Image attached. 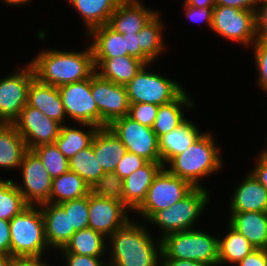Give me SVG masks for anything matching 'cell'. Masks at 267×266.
<instances>
[{"label":"cell","instance_id":"1","mask_svg":"<svg viewBox=\"0 0 267 266\" xmlns=\"http://www.w3.org/2000/svg\"><path fill=\"white\" fill-rule=\"evenodd\" d=\"M86 49L83 52L43 50L30 62L35 78L54 87L90 78L95 73V65L91 45Z\"/></svg>","mask_w":267,"mask_h":266},{"label":"cell","instance_id":"2","mask_svg":"<svg viewBox=\"0 0 267 266\" xmlns=\"http://www.w3.org/2000/svg\"><path fill=\"white\" fill-rule=\"evenodd\" d=\"M135 223V224H134ZM110 237V266H160L161 239L155 243L144 225L131 219ZM157 244V245H155Z\"/></svg>","mask_w":267,"mask_h":266},{"label":"cell","instance_id":"3","mask_svg":"<svg viewBox=\"0 0 267 266\" xmlns=\"http://www.w3.org/2000/svg\"><path fill=\"white\" fill-rule=\"evenodd\" d=\"M213 138L209 133H202L184 152L167 163L170 165L167 170L194 187H202L200 180L217 172L223 165L220 147L216 146Z\"/></svg>","mask_w":267,"mask_h":266},{"label":"cell","instance_id":"4","mask_svg":"<svg viewBox=\"0 0 267 266\" xmlns=\"http://www.w3.org/2000/svg\"><path fill=\"white\" fill-rule=\"evenodd\" d=\"M218 239L199 229L170 233L161 238L160 258L197 261L209 266H218Z\"/></svg>","mask_w":267,"mask_h":266},{"label":"cell","instance_id":"5","mask_svg":"<svg viewBox=\"0 0 267 266\" xmlns=\"http://www.w3.org/2000/svg\"><path fill=\"white\" fill-rule=\"evenodd\" d=\"M11 256L16 259L42 258L48 244L41 208L29 205L9 221Z\"/></svg>","mask_w":267,"mask_h":266},{"label":"cell","instance_id":"6","mask_svg":"<svg viewBox=\"0 0 267 266\" xmlns=\"http://www.w3.org/2000/svg\"><path fill=\"white\" fill-rule=\"evenodd\" d=\"M205 187H195L181 201L169 208L157 211L148 221L163 229L160 239L170 233L191 230L209 202Z\"/></svg>","mask_w":267,"mask_h":266},{"label":"cell","instance_id":"7","mask_svg":"<svg viewBox=\"0 0 267 266\" xmlns=\"http://www.w3.org/2000/svg\"><path fill=\"white\" fill-rule=\"evenodd\" d=\"M194 188L191 183L173 175L163 167L153 179L145 200L135 211L147 221L157 211L181 201Z\"/></svg>","mask_w":267,"mask_h":266},{"label":"cell","instance_id":"8","mask_svg":"<svg viewBox=\"0 0 267 266\" xmlns=\"http://www.w3.org/2000/svg\"><path fill=\"white\" fill-rule=\"evenodd\" d=\"M145 64L132 80L125 85L129 103H151L163 105L175 100L184 88L176 81L148 72Z\"/></svg>","mask_w":267,"mask_h":266},{"label":"cell","instance_id":"9","mask_svg":"<svg viewBox=\"0 0 267 266\" xmlns=\"http://www.w3.org/2000/svg\"><path fill=\"white\" fill-rule=\"evenodd\" d=\"M211 30L233 42L252 46L257 40L255 12L215 5Z\"/></svg>","mask_w":267,"mask_h":266},{"label":"cell","instance_id":"10","mask_svg":"<svg viewBox=\"0 0 267 266\" xmlns=\"http://www.w3.org/2000/svg\"><path fill=\"white\" fill-rule=\"evenodd\" d=\"M35 79L32 65L0 79V123L12 124L27 105L28 89Z\"/></svg>","mask_w":267,"mask_h":266},{"label":"cell","instance_id":"11","mask_svg":"<svg viewBox=\"0 0 267 266\" xmlns=\"http://www.w3.org/2000/svg\"><path fill=\"white\" fill-rule=\"evenodd\" d=\"M108 127L128 152L141 156L148 162H161L158 137L152 128L134 121L128 115L114 120Z\"/></svg>","mask_w":267,"mask_h":266},{"label":"cell","instance_id":"12","mask_svg":"<svg viewBox=\"0 0 267 266\" xmlns=\"http://www.w3.org/2000/svg\"><path fill=\"white\" fill-rule=\"evenodd\" d=\"M66 116L84 125L100 128V114L91 93V77L58 87Z\"/></svg>","mask_w":267,"mask_h":266},{"label":"cell","instance_id":"13","mask_svg":"<svg viewBox=\"0 0 267 266\" xmlns=\"http://www.w3.org/2000/svg\"><path fill=\"white\" fill-rule=\"evenodd\" d=\"M91 93L100 114V128L129 114L130 103L126 86L118 85L97 74L91 76Z\"/></svg>","mask_w":267,"mask_h":266},{"label":"cell","instance_id":"14","mask_svg":"<svg viewBox=\"0 0 267 266\" xmlns=\"http://www.w3.org/2000/svg\"><path fill=\"white\" fill-rule=\"evenodd\" d=\"M19 168L22 172L23 186H16L26 203L32 206L49 203L52 178L39 156L33 150H28Z\"/></svg>","mask_w":267,"mask_h":266},{"label":"cell","instance_id":"15","mask_svg":"<svg viewBox=\"0 0 267 266\" xmlns=\"http://www.w3.org/2000/svg\"><path fill=\"white\" fill-rule=\"evenodd\" d=\"M24 138L28 150L38 145L54 143L59 135L61 124L28 104L12 123Z\"/></svg>","mask_w":267,"mask_h":266},{"label":"cell","instance_id":"16","mask_svg":"<svg viewBox=\"0 0 267 266\" xmlns=\"http://www.w3.org/2000/svg\"><path fill=\"white\" fill-rule=\"evenodd\" d=\"M129 208L112 198H103L88 194L89 228L106 236H111L128 221Z\"/></svg>","mask_w":267,"mask_h":266},{"label":"cell","instance_id":"17","mask_svg":"<svg viewBox=\"0 0 267 266\" xmlns=\"http://www.w3.org/2000/svg\"><path fill=\"white\" fill-rule=\"evenodd\" d=\"M139 0H122L111 15L108 25L120 34H138L158 13L144 7Z\"/></svg>","mask_w":267,"mask_h":266},{"label":"cell","instance_id":"18","mask_svg":"<svg viewBox=\"0 0 267 266\" xmlns=\"http://www.w3.org/2000/svg\"><path fill=\"white\" fill-rule=\"evenodd\" d=\"M162 162H147L123 179V203L135 210L145 200L153 179L163 168Z\"/></svg>","mask_w":267,"mask_h":266},{"label":"cell","instance_id":"19","mask_svg":"<svg viewBox=\"0 0 267 266\" xmlns=\"http://www.w3.org/2000/svg\"><path fill=\"white\" fill-rule=\"evenodd\" d=\"M40 208L48 246L56 249L63 248L76 232L71 228L69 214L59 204L50 202L40 205Z\"/></svg>","mask_w":267,"mask_h":266},{"label":"cell","instance_id":"20","mask_svg":"<svg viewBox=\"0 0 267 266\" xmlns=\"http://www.w3.org/2000/svg\"><path fill=\"white\" fill-rule=\"evenodd\" d=\"M94 65L95 74L100 78L125 86L145 63L136 57L126 55L112 58H94Z\"/></svg>","mask_w":267,"mask_h":266},{"label":"cell","instance_id":"21","mask_svg":"<svg viewBox=\"0 0 267 266\" xmlns=\"http://www.w3.org/2000/svg\"><path fill=\"white\" fill-rule=\"evenodd\" d=\"M27 104L61 125L65 124L66 114L58 87L41 83L35 78L28 89Z\"/></svg>","mask_w":267,"mask_h":266},{"label":"cell","instance_id":"22","mask_svg":"<svg viewBox=\"0 0 267 266\" xmlns=\"http://www.w3.org/2000/svg\"><path fill=\"white\" fill-rule=\"evenodd\" d=\"M236 187L230 202L231 212H267V190L250 172Z\"/></svg>","mask_w":267,"mask_h":266},{"label":"cell","instance_id":"23","mask_svg":"<svg viewBox=\"0 0 267 266\" xmlns=\"http://www.w3.org/2000/svg\"><path fill=\"white\" fill-rule=\"evenodd\" d=\"M228 221L256 249H267V212H231Z\"/></svg>","mask_w":267,"mask_h":266},{"label":"cell","instance_id":"24","mask_svg":"<svg viewBox=\"0 0 267 266\" xmlns=\"http://www.w3.org/2000/svg\"><path fill=\"white\" fill-rule=\"evenodd\" d=\"M92 146L104 173L114 172L120 159L127 152L126 147L109 127L98 129Z\"/></svg>","mask_w":267,"mask_h":266},{"label":"cell","instance_id":"25","mask_svg":"<svg viewBox=\"0 0 267 266\" xmlns=\"http://www.w3.org/2000/svg\"><path fill=\"white\" fill-rule=\"evenodd\" d=\"M202 133L188 119L179 127L158 137L161 162L165 167L174 156L184 152Z\"/></svg>","mask_w":267,"mask_h":266},{"label":"cell","instance_id":"26","mask_svg":"<svg viewBox=\"0 0 267 266\" xmlns=\"http://www.w3.org/2000/svg\"><path fill=\"white\" fill-rule=\"evenodd\" d=\"M28 151L24 138L13 124L0 123V167L19 169Z\"/></svg>","mask_w":267,"mask_h":266},{"label":"cell","instance_id":"27","mask_svg":"<svg viewBox=\"0 0 267 266\" xmlns=\"http://www.w3.org/2000/svg\"><path fill=\"white\" fill-rule=\"evenodd\" d=\"M184 107L193 108V101L185 90L172 102L159 106L152 130L157 137L169 133L172 129L181 126L185 118L182 109ZM182 107V108H181Z\"/></svg>","mask_w":267,"mask_h":266},{"label":"cell","instance_id":"28","mask_svg":"<svg viewBox=\"0 0 267 266\" xmlns=\"http://www.w3.org/2000/svg\"><path fill=\"white\" fill-rule=\"evenodd\" d=\"M88 35L89 37H94V42L90 44L93 58H112L128 55L125 38L108 24L93 28Z\"/></svg>","mask_w":267,"mask_h":266},{"label":"cell","instance_id":"29","mask_svg":"<svg viewBox=\"0 0 267 266\" xmlns=\"http://www.w3.org/2000/svg\"><path fill=\"white\" fill-rule=\"evenodd\" d=\"M122 0H75L73 6L82 16L87 34L95 27L109 23Z\"/></svg>","mask_w":267,"mask_h":266},{"label":"cell","instance_id":"30","mask_svg":"<svg viewBox=\"0 0 267 266\" xmlns=\"http://www.w3.org/2000/svg\"><path fill=\"white\" fill-rule=\"evenodd\" d=\"M91 192L90 186L77 173L69 170L52 179V190L49 202L61 204L73 199H79Z\"/></svg>","mask_w":267,"mask_h":266},{"label":"cell","instance_id":"31","mask_svg":"<svg viewBox=\"0 0 267 266\" xmlns=\"http://www.w3.org/2000/svg\"><path fill=\"white\" fill-rule=\"evenodd\" d=\"M106 248L105 236L88 227L76 231L60 251L91 257H101Z\"/></svg>","mask_w":267,"mask_h":266},{"label":"cell","instance_id":"32","mask_svg":"<svg viewBox=\"0 0 267 266\" xmlns=\"http://www.w3.org/2000/svg\"><path fill=\"white\" fill-rule=\"evenodd\" d=\"M163 26L157 13L139 32L140 60L147 65L153 63L165 48L162 41Z\"/></svg>","mask_w":267,"mask_h":266},{"label":"cell","instance_id":"33","mask_svg":"<svg viewBox=\"0 0 267 266\" xmlns=\"http://www.w3.org/2000/svg\"><path fill=\"white\" fill-rule=\"evenodd\" d=\"M89 127V131L85 132L76 127H68L66 124L61 125L59 135L54 143L67 159L92 144L99 127L90 124Z\"/></svg>","mask_w":267,"mask_h":266},{"label":"cell","instance_id":"34","mask_svg":"<svg viewBox=\"0 0 267 266\" xmlns=\"http://www.w3.org/2000/svg\"><path fill=\"white\" fill-rule=\"evenodd\" d=\"M228 234L218 239L219 258L218 265L223 263L237 264L256 248L229 223Z\"/></svg>","mask_w":267,"mask_h":266},{"label":"cell","instance_id":"35","mask_svg":"<svg viewBox=\"0 0 267 266\" xmlns=\"http://www.w3.org/2000/svg\"><path fill=\"white\" fill-rule=\"evenodd\" d=\"M69 167L71 171L83 178L90 188L104 174L99 161L95 157L92 144L71 157Z\"/></svg>","mask_w":267,"mask_h":266},{"label":"cell","instance_id":"36","mask_svg":"<svg viewBox=\"0 0 267 266\" xmlns=\"http://www.w3.org/2000/svg\"><path fill=\"white\" fill-rule=\"evenodd\" d=\"M28 206L16 182L0 178V219L10 221Z\"/></svg>","mask_w":267,"mask_h":266},{"label":"cell","instance_id":"37","mask_svg":"<svg viewBox=\"0 0 267 266\" xmlns=\"http://www.w3.org/2000/svg\"><path fill=\"white\" fill-rule=\"evenodd\" d=\"M32 150L42 160L52 179L70 170L69 159L62 154L55 143L38 145Z\"/></svg>","mask_w":267,"mask_h":266},{"label":"cell","instance_id":"38","mask_svg":"<svg viewBox=\"0 0 267 266\" xmlns=\"http://www.w3.org/2000/svg\"><path fill=\"white\" fill-rule=\"evenodd\" d=\"M98 197L112 198L123 202V179L115 172L104 173L91 187Z\"/></svg>","mask_w":267,"mask_h":266},{"label":"cell","instance_id":"39","mask_svg":"<svg viewBox=\"0 0 267 266\" xmlns=\"http://www.w3.org/2000/svg\"><path fill=\"white\" fill-rule=\"evenodd\" d=\"M59 205L69 214L71 228L79 231L89 227L88 195Z\"/></svg>","mask_w":267,"mask_h":266},{"label":"cell","instance_id":"40","mask_svg":"<svg viewBox=\"0 0 267 266\" xmlns=\"http://www.w3.org/2000/svg\"><path fill=\"white\" fill-rule=\"evenodd\" d=\"M159 106L151 103H130L128 116L144 126L152 128Z\"/></svg>","mask_w":267,"mask_h":266},{"label":"cell","instance_id":"41","mask_svg":"<svg viewBox=\"0 0 267 266\" xmlns=\"http://www.w3.org/2000/svg\"><path fill=\"white\" fill-rule=\"evenodd\" d=\"M254 59L258 70V85L267 93V41L256 40L252 45Z\"/></svg>","mask_w":267,"mask_h":266},{"label":"cell","instance_id":"42","mask_svg":"<svg viewBox=\"0 0 267 266\" xmlns=\"http://www.w3.org/2000/svg\"><path fill=\"white\" fill-rule=\"evenodd\" d=\"M147 162L148 161L145 160L143 157L127 151L124 154V156L120 159V161L116 167V170L114 172L120 178L124 179L125 177L130 175L132 172L141 168Z\"/></svg>","mask_w":267,"mask_h":266},{"label":"cell","instance_id":"43","mask_svg":"<svg viewBox=\"0 0 267 266\" xmlns=\"http://www.w3.org/2000/svg\"><path fill=\"white\" fill-rule=\"evenodd\" d=\"M67 266H106L107 264L100 257H91L78 255L68 252H62Z\"/></svg>","mask_w":267,"mask_h":266},{"label":"cell","instance_id":"44","mask_svg":"<svg viewBox=\"0 0 267 266\" xmlns=\"http://www.w3.org/2000/svg\"><path fill=\"white\" fill-rule=\"evenodd\" d=\"M184 9L186 11V16L189 17L193 21L197 22H207L206 24L211 29L212 25V17H213V7H204L197 8L194 6H189L184 3Z\"/></svg>","mask_w":267,"mask_h":266},{"label":"cell","instance_id":"45","mask_svg":"<svg viewBox=\"0 0 267 266\" xmlns=\"http://www.w3.org/2000/svg\"><path fill=\"white\" fill-rule=\"evenodd\" d=\"M259 5L255 12L257 40L267 41V0L259 1Z\"/></svg>","mask_w":267,"mask_h":266},{"label":"cell","instance_id":"46","mask_svg":"<svg viewBox=\"0 0 267 266\" xmlns=\"http://www.w3.org/2000/svg\"><path fill=\"white\" fill-rule=\"evenodd\" d=\"M237 266H267V249H255L238 262Z\"/></svg>","mask_w":267,"mask_h":266},{"label":"cell","instance_id":"47","mask_svg":"<svg viewBox=\"0 0 267 266\" xmlns=\"http://www.w3.org/2000/svg\"><path fill=\"white\" fill-rule=\"evenodd\" d=\"M258 156L259 161L251 173L267 190V151L263 150Z\"/></svg>","mask_w":267,"mask_h":266},{"label":"cell","instance_id":"48","mask_svg":"<svg viewBox=\"0 0 267 266\" xmlns=\"http://www.w3.org/2000/svg\"><path fill=\"white\" fill-rule=\"evenodd\" d=\"M0 255L11 256V235L9 221L0 219Z\"/></svg>","mask_w":267,"mask_h":266},{"label":"cell","instance_id":"49","mask_svg":"<svg viewBox=\"0 0 267 266\" xmlns=\"http://www.w3.org/2000/svg\"><path fill=\"white\" fill-rule=\"evenodd\" d=\"M218 6H229L256 12L259 0H215ZM257 6V7H256Z\"/></svg>","mask_w":267,"mask_h":266},{"label":"cell","instance_id":"50","mask_svg":"<svg viewBox=\"0 0 267 266\" xmlns=\"http://www.w3.org/2000/svg\"><path fill=\"white\" fill-rule=\"evenodd\" d=\"M128 55L140 59V40L138 34H123Z\"/></svg>","mask_w":267,"mask_h":266},{"label":"cell","instance_id":"51","mask_svg":"<svg viewBox=\"0 0 267 266\" xmlns=\"http://www.w3.org/2000/svg\"><path fill=\"white\" fill-rule=\"evenodd\" d=\"M160 266H209L203 262L180 260L174 258H161Z\"/></svg>","mask_w":267,"mask_h":266},{"label":"cell","instance_id":"52","mask_svg":"<svg viewBox=\"0 0 267 266\" xmlns=\"http://www.w3.org/2000/svg\"><path fill=\"white\" fill-rule=\"evenodd\" d=\"M43 258L15 259L14 266H50Z\"/></svg>","mask_w":267,"mask_h":266},{"label":"cell","instance_id":"53","mask_svg":"<svg viewBox=\"0 0 267 266\" xmlns=\"http://www.w3.org/2000/svg\"><path fill=\"white\" fill-rule=\"evenodd\" d=\"M184 3L197 8L214 7L216 5L215 0H185Z\"/></svg>","mask_w":267,"mask_h":266},{"label":"cell","instance_id":"54","mask_svg":"<svg viewBox=\"0 0 267 266\" xmlns=\"http://www.w3.org/2000/svg\"><path fill=\"white\" fill-rule=\"evenodd\" d=\"M15 259L10 255H0V266H14Z\"/></svg>","mask_w":267,"mask_h":266},{"label":"cell","instance_id":"55","mask_svg":"<svg viewBox=\"0 0 267 266\" xmlns=\"http://www.w3.org/2000/svg\"><path fill=\"white\" fill-rule=\"evenodd\" d=\"M5 3L10 4V5H22L25 4L26 2H30V0H3Z\"/></svg>","mask_w":267,"mask_h":266},{"label":"cell","instance_id":"56","mask_svg":"<svg viewBox=\"0 0 267 266\" xmlns=\"http://www.w3.org/2000/svg\"><path fill=\"white\" fill-rule=\"evenodd\" d=\"M68 1H69V3H71V4H72V3H73L75 0H68Z\"/></svg>","mask_w":267,"mask_h":266}]
</instances>
